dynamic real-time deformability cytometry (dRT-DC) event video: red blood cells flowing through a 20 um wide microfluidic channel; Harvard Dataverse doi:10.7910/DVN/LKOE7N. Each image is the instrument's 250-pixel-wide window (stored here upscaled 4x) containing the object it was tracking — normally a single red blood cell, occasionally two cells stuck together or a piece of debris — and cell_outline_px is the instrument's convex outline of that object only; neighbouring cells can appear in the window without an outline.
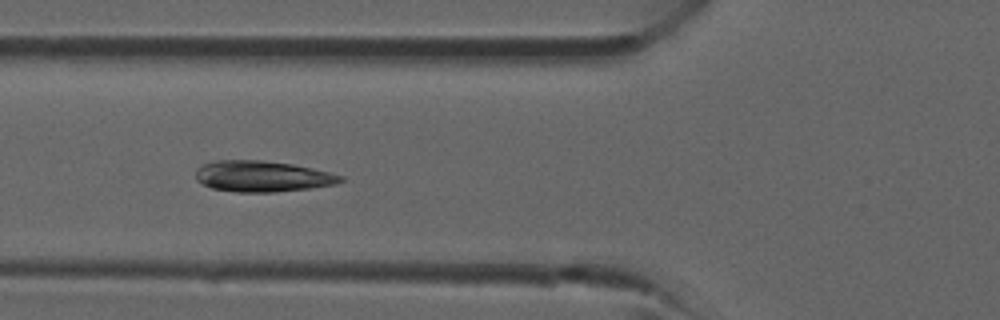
{"species": "common noctule bat (a hibernating species)", "species_latin": "Nyctalus noctula", "temperature_condition": "room temperature", "stored_images_in_passage": 27, "camera_frame_rate_fps": 3000, "um_per_image_px": 0.085, "animal": {"sex": "male", "forearm_length_mm": 52.5}, "frame": {"image": 1, "passage_image": 5, "time_ms": 1.333, "image_size_px": [1000, 320], "cell_outline_px": [[344, 180], [336, 184], [308, 188], [276, 192], [236, 192], [212, 188], [196, 180], [196, 168], [204, 164], [216, 160], [264, 160], [292, 164], [312, 168], [344, 176]], "centroid_in_image_um": [22.29, 14.98], "position_along_channel_um": 103.5, "area_um2": 26.13}}
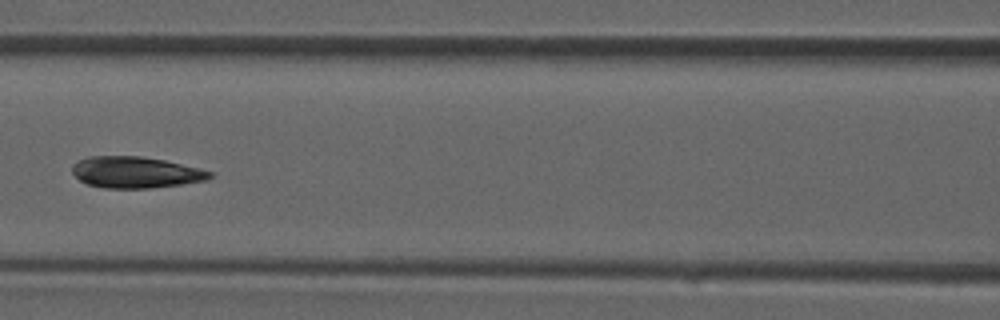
{"frame": {"image": 2, "passage_image": 8, "time_ms": 2.333, "image_size_px": [1000, 320], "cell_outline_px": [[212, 176], [208, 180], [180, 184], [148, 188], [104, 188], [88, 184], [80, 180], [72, 172], [72, 164], [88, 156], [140, 156], [164, 160], [200, 168], [212, 172]], "centroid_in_image_um": [11.52, 14.64], "position_along_channel_um": 155.1, "area_um2": 25.03}}
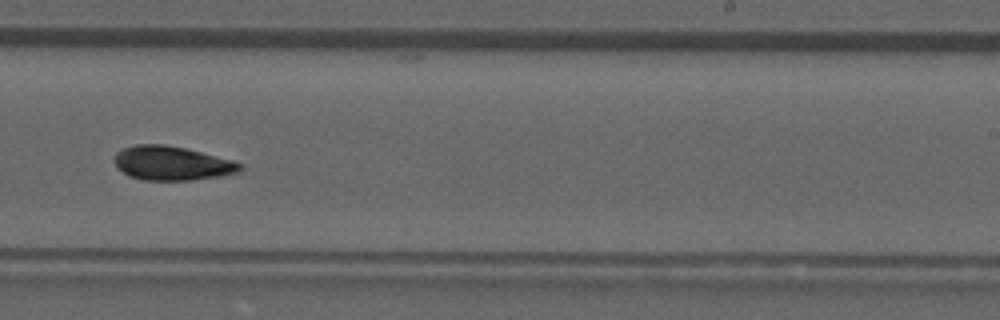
{"frame": {"image": 3, "passage_image": 15, "time_ms": 4.667, "image_size_px": [1000, 320], "cell_outline_px": [[244, 168], [240, 172], [220, 176], [192, 180], [144, 180], [128, 176], [116, 168], [112, 160], [116, 152], [124, 148], [136, 144], [164, 144], [184, 148], [232, 160], [244, 164]], "centroid_in_image_um": [14.59, 13.88], "position_along_channel_um": 274.4, "area_um2": 25.2}}